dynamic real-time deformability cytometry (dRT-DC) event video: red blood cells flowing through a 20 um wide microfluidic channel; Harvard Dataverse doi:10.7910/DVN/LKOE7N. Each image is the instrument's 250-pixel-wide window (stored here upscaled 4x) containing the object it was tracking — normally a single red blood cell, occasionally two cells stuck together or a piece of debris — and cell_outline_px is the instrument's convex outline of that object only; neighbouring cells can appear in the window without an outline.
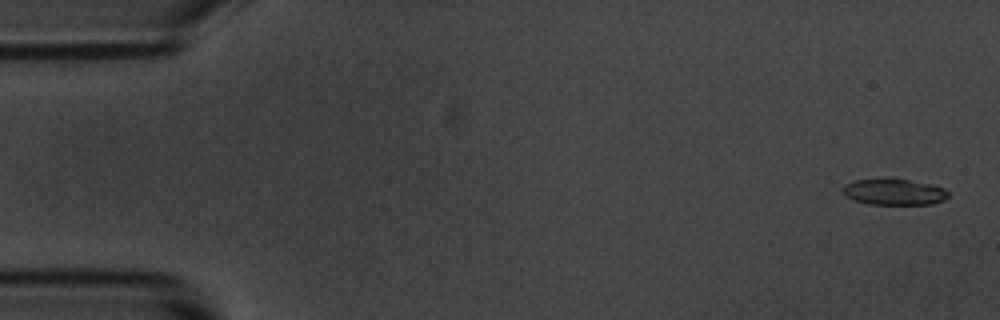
{"species": "common noctule bat (a hibernating species)", "species_latin": "Nyctalus noctula", "temperature_condition": "room temperature", "stored_images_in_passage": 5, "camera_frame_rate_fps": 3000, "um_per_image_px": 0.085, "animal": {"sex": "male", "body_mass_g": 20.1, "forearm_length_mm": 53.5}, "frame": {"image": 1, "passage_image": 1, "time_ms": 0.0, "image_size_px": [1000, 320], "cell_outline_px": [[948, 196], [944, 200], [932, 204], [868, 204], [856, 200], [848, 196], [844, 192], [844, 184], [856, 180], [908, 180], [932, 184], [944, 188], [948, 192]], "centroid_in_image_um": [76.06, 16.33], "position_along_channel_um": 8.9, "area_um2": 15.55}}